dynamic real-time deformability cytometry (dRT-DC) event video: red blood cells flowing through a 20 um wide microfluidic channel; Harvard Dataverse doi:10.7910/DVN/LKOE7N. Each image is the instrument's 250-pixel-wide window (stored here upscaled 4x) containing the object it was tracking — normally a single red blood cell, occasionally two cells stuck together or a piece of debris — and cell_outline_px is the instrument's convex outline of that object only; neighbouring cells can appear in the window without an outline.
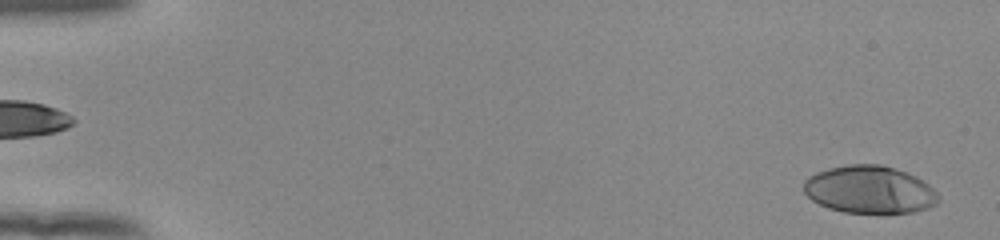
{"species": "human", "species_latin": "Homo sapiens", "temperature_condition": "room temperature", "stored_images_in_passage": 11, "camera_frame_rate_fps": 3000, "um_per_image_px": 0.085, "donor": {"sex": "female"}, "frame": {"image": 1, "passage_image": 2, "time_ms": 0.333, "image_size_px": [1000, 240], "cell_outline_px": [[940, 200], [936, 204], [928, 208], [912, 212], [880, 216], [844, 212], [828, 208], [812, 200], [804, 192], [804, 180], [808, 176], [816, 172], [828, 168], [848, 164], [880, 164], [896, 168], [916, 176], [928, 184], [940, 196]], "centroid_in_image_um": [73.93, 16.15], "position_along_channel_um": 11.1, "area_um2": 38.38}}